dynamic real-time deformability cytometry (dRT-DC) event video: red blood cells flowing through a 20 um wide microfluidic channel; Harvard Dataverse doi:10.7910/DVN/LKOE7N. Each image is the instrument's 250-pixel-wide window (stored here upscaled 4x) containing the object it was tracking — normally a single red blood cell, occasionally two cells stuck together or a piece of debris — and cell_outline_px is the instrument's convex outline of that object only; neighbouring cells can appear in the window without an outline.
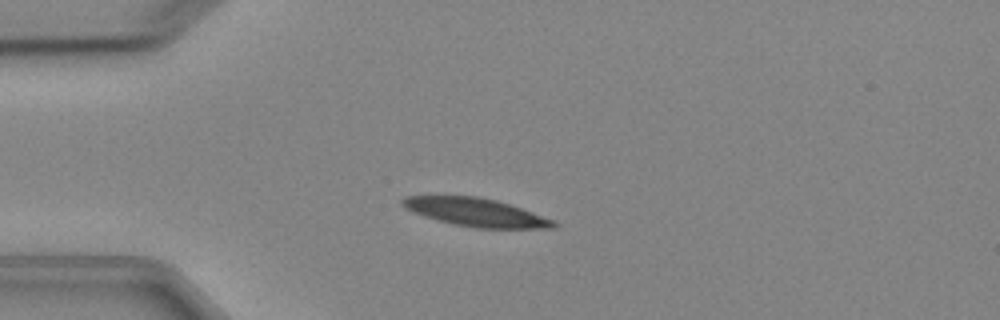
{"species": "Egyptian fruit bat (a non-hibernating species)", "species_latin": "Rousettus aegyptiacus", "temperature_condition": "cold", "stored_images_in_passage": 5, "camera_frame_rate_fps": 3000, "um_per_image_px": 0.085, "animal": {"sex": "female"}, "frame": {"image": 1, "passage_image": 2, "time_ms": 1.333, "image_size_px": [1000, 320], "cell_outline_px": [[556, 228], [476, 228], [452, 224], [424, 216], [404, 208], [400, 204], [400, 200], [404, 196], [476, 196], [496, 200], [556, 220]], "centroid_in_image_um": [40.42, 18.04], "position_along_channel_um": 44.6, "area_um2": 24.74}}
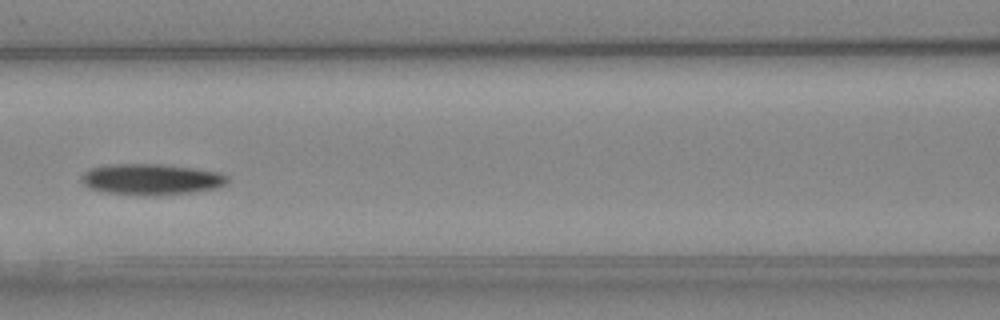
{"frame": {"image": 2, "passage_image": 5, "time_ms": 4.667, "image_size_px": [1000, 320], "cell_outline_px": [[228, 184], [216, 188], [188, 192], [104, 192], [88, 188], [80, 180], [80, 176], [88, 168], [108, 164], [160, 164], [196, 168], [216, 172], [228, 176]], "centroid_in_image_um": [12.82, 15.18], "position_along_channel_um": 153.8, "area_um2": 25.32}}